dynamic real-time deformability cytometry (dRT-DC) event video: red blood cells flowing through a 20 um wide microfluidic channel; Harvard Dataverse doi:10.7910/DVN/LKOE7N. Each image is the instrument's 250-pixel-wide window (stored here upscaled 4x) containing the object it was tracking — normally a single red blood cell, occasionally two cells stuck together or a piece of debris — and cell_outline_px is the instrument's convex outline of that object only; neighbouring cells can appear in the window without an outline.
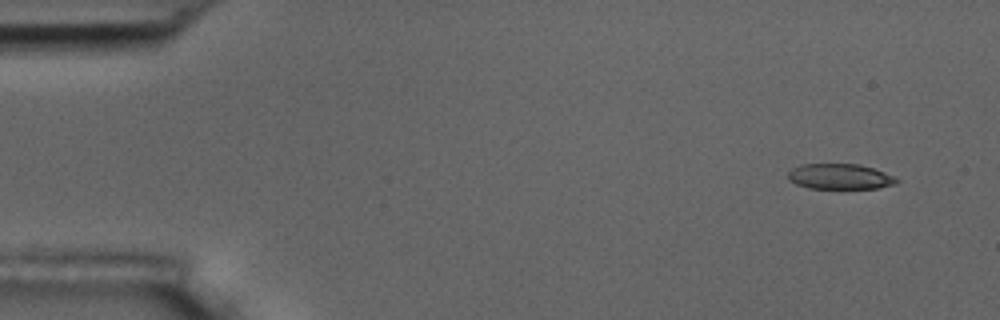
{"species": "common noctule bat (a hibernating species)", "species_latin": "Nyctalus noctula", "temperature_condition": "room temperature", "stored_images_in_passage": 9, "camera_frame_rate_fps": 3000, "um_per_image_px": 0.085, "animal": {"sex": "male", "body_mass_g": 17.5, "forearm_length_mm": 52.3}, "frame": {"image": 1, "passage_image": 1, "time_ms": 0.0, "image_size_px": [1000, 320], "cell_outline_px": [[900, 180], [896, 184], [876, 188], [808, 188], [796, 184], [788, 180], [788, 172], [792, 168], [800, 164], [860, 164], [884, 172]], "centroid_in_image_um": [71.36, 15.0], "position_along_channel_um": 13.6, "area_um2": 16.07}}
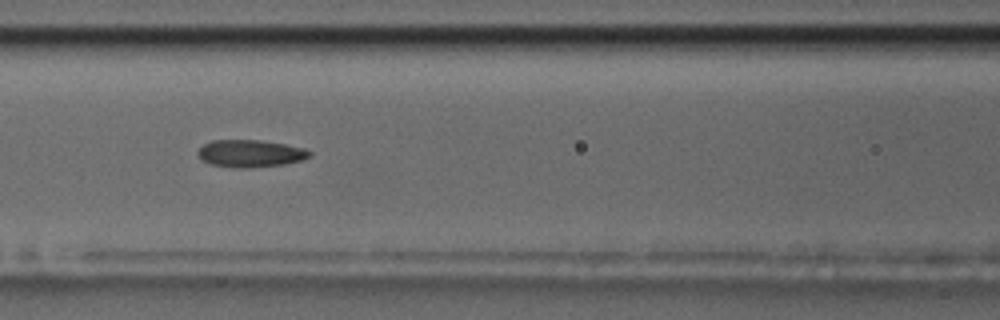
{"frame": {"image": 2, "passage_image": 6, "time_ms": 6.667, "image_size_px": [1000, 320], "cell_outline_px": [[312, 152], [308, 156], [300, 160], [284, 164], [252, 168], [236, 168], [212, 164], [200, 160], [196, 156], [196, 152], [204, 144], [212, 140], [260, 140], [284, 144], [304, 148]], "centroid_in_image_um": [21.22, 13.05], "position_along_channel_um": 145.4, "area_um2": 17.8}}
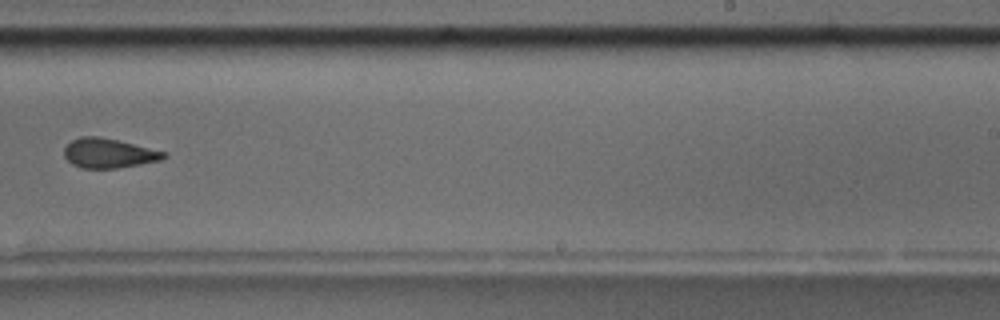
{"frame": {"image": 3, "passage_image": 9, "time_ms": 10.333, "image_size_px": [1000, 320], "cell_outline_px": [[168, 156], [160, 160], [140, 164], [116, 168], [80, 168], [72, 164], [64, 156], [64, 148], [72, 140], [80, 136], [96, 136], [116, 140], [168, 152]], "centroid_in_image_um": [9.24, 13.02], "position_along_channel_um": 279.8, "area_um2": 17.05}}